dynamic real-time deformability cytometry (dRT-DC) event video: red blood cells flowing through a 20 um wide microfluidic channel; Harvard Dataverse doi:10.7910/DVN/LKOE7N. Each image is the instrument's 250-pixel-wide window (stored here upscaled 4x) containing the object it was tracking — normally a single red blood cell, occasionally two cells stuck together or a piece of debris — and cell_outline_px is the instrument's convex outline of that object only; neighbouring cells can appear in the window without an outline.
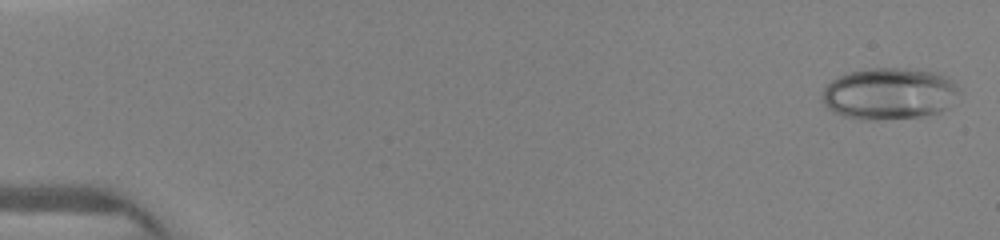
{"species": "human", "species_latin": "Homo sapiens", "temperature_condition": "warm", "stored_images_in_passage": 12, "camera_frame_rate_fps": 3000, "um_per_image_px": 0.085, "donor": {"sex": "female"}, "frame": {"image": 1, "passage_image": 1, "time_ms": 0.0, "image_size_px": [1000, 240], "cell_outline_px": [[960, 92], [948, 108], [940, 112], [920, 116], [876, 120], [860, 120], [844, 116], [828, 108], [824, 104], [820, 96], [824, 88], [832, 80], [840, 76], [852, 72], [872, 68], [916, 68], [936, 72], [956, 80]], "centroid_in_image_um": [75.63, 7.95], "position_along_channel_um": 9.4, "area_um2": 41.67}}